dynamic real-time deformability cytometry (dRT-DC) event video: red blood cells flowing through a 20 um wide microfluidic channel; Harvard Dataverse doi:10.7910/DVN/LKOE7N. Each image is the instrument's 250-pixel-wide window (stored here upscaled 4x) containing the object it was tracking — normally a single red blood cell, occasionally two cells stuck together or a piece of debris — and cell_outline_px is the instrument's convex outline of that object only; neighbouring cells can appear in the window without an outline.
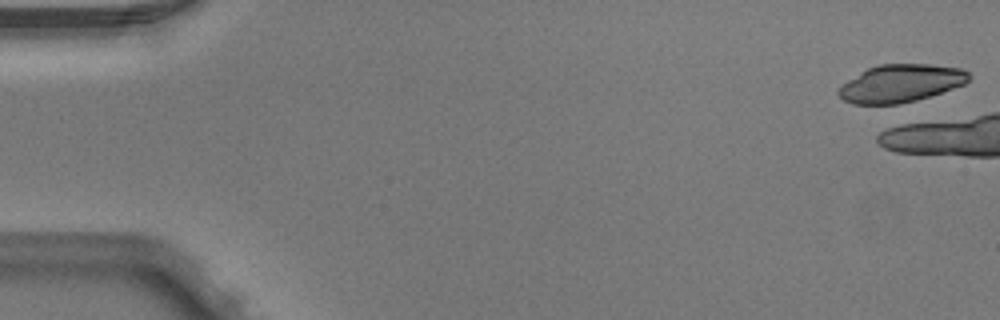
{"species": "Egyptian fruit bat (a non-hibernating species)", "species_latin": "Rousettus aegyptiacus", "temperature_condition": "warm", "stored_images_in_passage": 1, "camera_frame_rate_fps": 3000, "um_per_image_px": 0.085, "animal": {"sex": "male"}, "frame": {"image": 1, "passage_image": 1, "time_ms": 0.0, "image_size_px": [1000, 320], "cell_outline_px": [[972, 76], [964, 84], [916, 100], [900, 104], [852, 104], [844, 100], [836, 92], [848, 80], [860, 72], [868, 68], [880, 64], [932, 64], [960, 68], [968, 72]], "centroid_in_image_um": [76.56, 7.08], "position_along_channel_um": 8.4, "area_um2": 28.44}}